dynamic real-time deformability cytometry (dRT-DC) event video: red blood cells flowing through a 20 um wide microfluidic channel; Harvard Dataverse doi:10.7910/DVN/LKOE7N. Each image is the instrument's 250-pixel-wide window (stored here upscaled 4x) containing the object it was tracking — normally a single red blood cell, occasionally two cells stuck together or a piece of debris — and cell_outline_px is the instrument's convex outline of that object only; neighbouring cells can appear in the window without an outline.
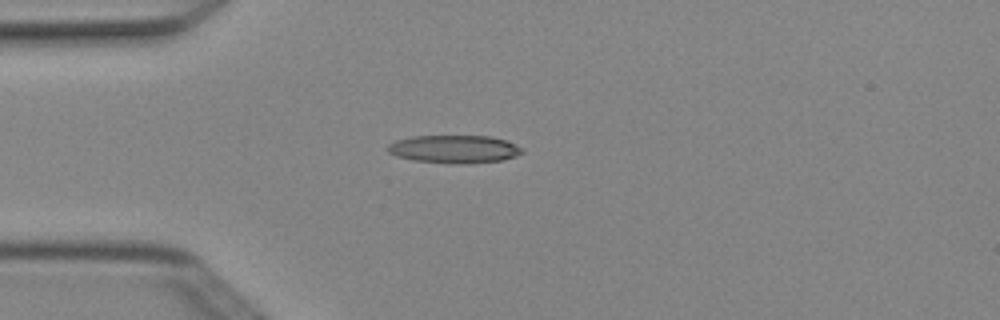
{"species": "Egyptian fruit bat (a non-hibernating species)", "species_latin": "Rousettus aegyptiacus", "temperature_condition": "cold", "stored_images_in_passage": 2, "camera_frame_rate_fps": 3000, "um_per_image_px": 0.085, "animal": {"sex": "female"}, "frame": {"image": 1, "passage_image": 2, "time_ms": 0.333, "image_size_px": [1000, 320], "cell_outline_px": [[524, 152], [516, 156], [504, 160], [468, 164], [456, 164], [416, 160], [396, 156], [388, 152], [388, 144], [396, 140], [412, 136], [492, 136], [504, 140], [524, 148]], "centroid_in_image_um": [38.65, 12.68], "position_along_channel_um": 46.4, "area_um2": 21.96}}